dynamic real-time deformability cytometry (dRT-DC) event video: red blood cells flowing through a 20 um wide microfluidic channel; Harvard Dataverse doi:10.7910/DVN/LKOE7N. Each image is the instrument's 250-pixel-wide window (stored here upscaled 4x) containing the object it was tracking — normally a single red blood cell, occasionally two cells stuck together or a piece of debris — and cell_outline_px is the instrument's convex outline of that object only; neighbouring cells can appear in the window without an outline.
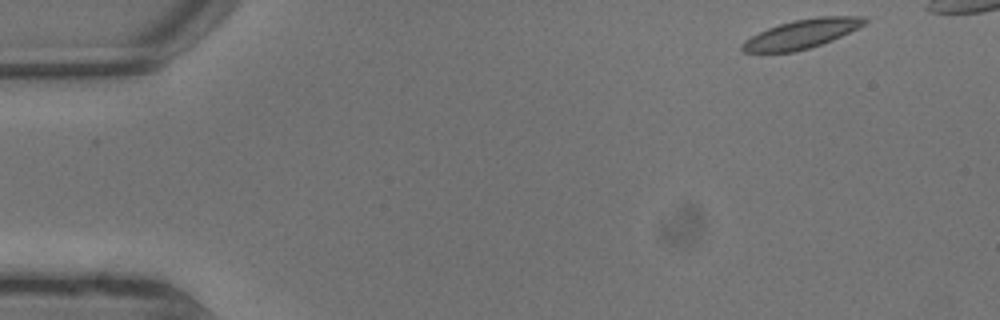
{"species": "common noctule bat (a hibernating species)", "species_latin": "Nyctalus noctula", "temperature_condition": "warm", "stored_images_in_passage": 6, "camera_frame_rate_fps": 3000, "um_per_image_px": 0.085, "animal": {"sex": "male", "body_mass_g": 13.3}, "frame": {"image": 1, "passage_image": 1, "time_ms": 0.0, "image_size_px": [1000, 320], "cell_outline_px": [[868, 20], [864, 24], [832, 40], [808, 48], [792, 52], [744, 52], [740, 48], [740, 44], [744, 40], [768, 28], [792, 20], [816, 16], [864, 16]], "centroid_in_image_um": [68.12, 2.87], "position_along_channel_um": 16.9, "area_um2": 20.46}}